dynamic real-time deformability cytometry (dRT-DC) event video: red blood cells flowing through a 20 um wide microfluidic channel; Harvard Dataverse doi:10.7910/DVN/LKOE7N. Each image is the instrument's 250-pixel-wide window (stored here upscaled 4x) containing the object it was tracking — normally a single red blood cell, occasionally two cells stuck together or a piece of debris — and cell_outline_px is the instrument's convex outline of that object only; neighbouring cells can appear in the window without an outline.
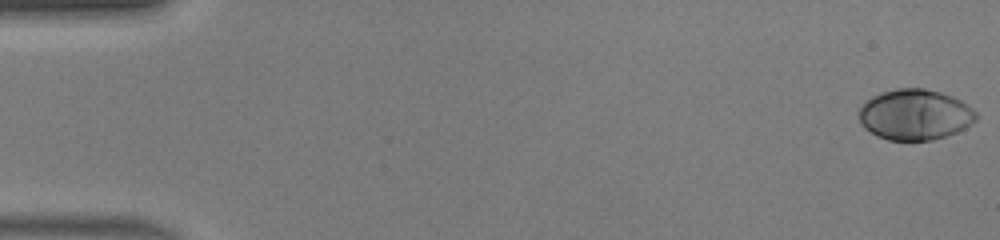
{"species": "human", "species_latin": "Homo sapiens", "temperature_condition": "warm", "stored_images_in_passage": 49, "camera_frame_rate_fps": 3000, "um_per_image_px": 0.085, "donor": {"sex": "male"}, "frame": {"image": 1, "passage_image": 1, "time_ms": 0.0, "image_size_px": [1000, 240], "cell_outline_px": [[976, 120], [972, 124], [956, 132], [932, 140], [888, 140], [876, 136], [864, 128], [860, 120], [860, 108], [872, 96], [880, 92], [896, 88], [924, 88], [940, 92], [952, 96], [960, 100], [972, 108], [976, 112]], "centroid_in_image_um": [77.77, 9.74], "position_along_channel_um": 7.2, "area_um2": 34.51}}
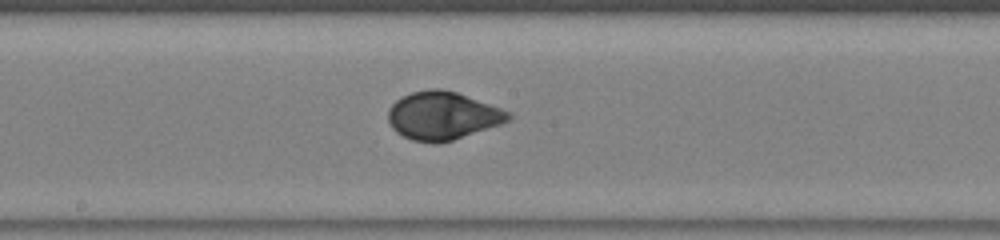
{"frame": {"image": 2, "passage_image": 27, "time_ms": 8.667, "image_size_px": [1000, 240], "cell_outline_px": [[512, 116], [504, 124], [452, 140], [436, 144], [432, 144], [412, 140], [396, 132], [392, 128], [388, 120], [388, 108], [396, 100], [412, 92], [428, 88], [440, 88], [456, 92], [512, 112]], "centroid_in_image_um": [37.63, 9.84], "position_along_channel_um": 210.6, "area_um2": 33.87}}
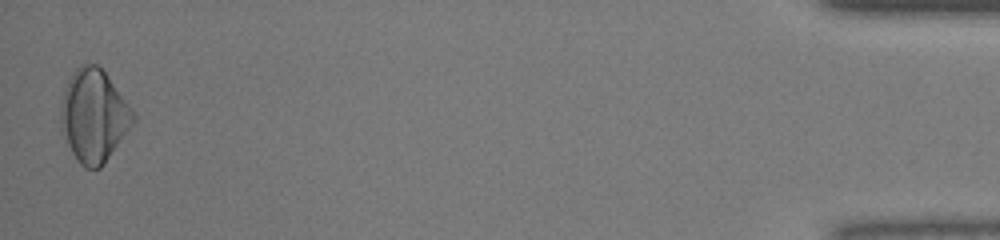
{"frame": {"image": 3, "passage_image": 49, "time_ms": 16.0, "image_size_px": [1000, 240], "cell_outline_px": [[136, 120], [100, 168], [84, 168], [76, 160], [60, 128], [60, 100], [64, 88], [72, 72], [80, 64], [96, 64], [104, 72], [132, 108], [136, 116]], "centroid_in_image_um": [7.94, 9.83], "position_along_channel_um": 427.3, "area_um2": 38.96}, "authors_computed_cell_mechanics": {"area_um2": 33.8708, "velocity_mm_per_s": 4.1918, "shape_relaxation_time_tau1_ms": 3.3432, "shape_relaxation_time_tau2_ms": null, "deformation_change_tau1": 0.1717, "deformation_change_tau2": null}}